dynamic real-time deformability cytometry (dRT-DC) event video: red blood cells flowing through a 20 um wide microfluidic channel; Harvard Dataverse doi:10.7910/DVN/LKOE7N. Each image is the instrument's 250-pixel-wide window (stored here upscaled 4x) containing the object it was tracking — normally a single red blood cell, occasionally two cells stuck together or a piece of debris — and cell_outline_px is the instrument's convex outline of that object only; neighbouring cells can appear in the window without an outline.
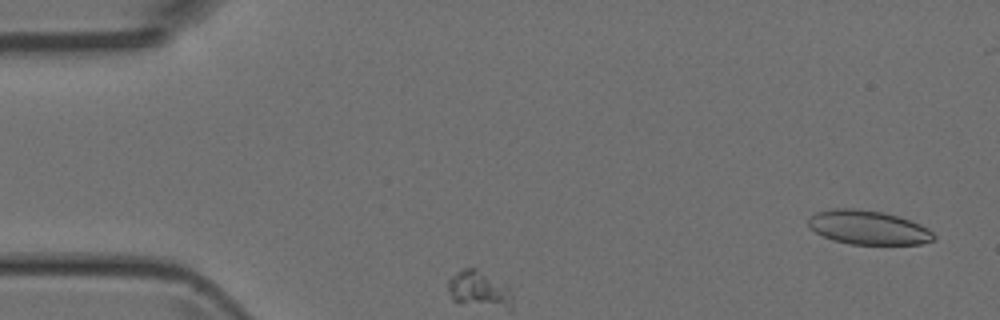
{"species": "Egyptian fruit bat (a non-hibernating species)", "species_latin": "Rousettus aegyptiacus", "temperature_condition": "room temperature", "stored_images_in_passage": 32, "segment_of_instrument_passage": [1, 2], "camera_frame_rate_fps": 3000, "um_per_image_px": 0.085, "animal": {"sex": "female"}, "frame": {"image": 1, "passage_image": 2, "time_ms": 0.333, "image_size_px": [1000, 320], "cell_outline_px": [[936, 240], [920, 244], [852, 244], [832, 240], [816, 232], [808, 224], [808, 220], [816, 212], [832, 208], [856, 208], [884, 212], [900, 216], [920, 224], [928, 228], [936, 236]], "centroid_in_image_um": [73.83, 19.33], "position_along_channel_um": 11.2, "area_um2": 24.97}}